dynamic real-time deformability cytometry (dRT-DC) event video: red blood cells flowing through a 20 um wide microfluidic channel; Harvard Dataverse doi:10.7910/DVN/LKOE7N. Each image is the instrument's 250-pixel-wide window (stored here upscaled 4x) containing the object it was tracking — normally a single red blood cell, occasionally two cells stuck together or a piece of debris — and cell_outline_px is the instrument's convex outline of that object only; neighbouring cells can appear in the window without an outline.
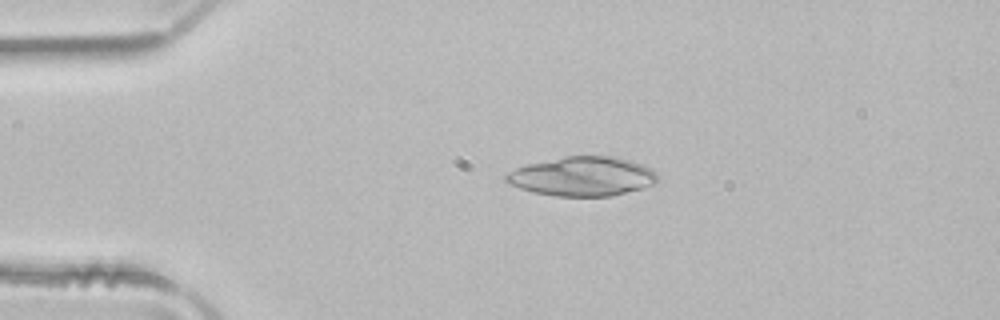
{"species": "common noctule bat (a hibernating species)", "species_latin": "Nyctalus noctula", "temperature_condition": "room temperature", "stored_images_in_passage": 40, "camera_frame_rate_fps": 3000, "um_per_image_px": 0.085, "animal": {"sex": "male", "body_mass_g": 21.5, "forearm_length_mm": 52.0}, "frame": {"image": 1, "passage_image": 1, "time_ms": 0.0, "image_size_px": [1000, 320], "cell_outline_px": [[660, 176], [656, 184], [612, 196], [556, 196], [532, 192], [508, 184], [504, 180], [504, 176], [508, 172], [516, 168], [528, 164], [564, 156], [612, 156], [632, 160], [644, 164], [652, 168]], "centroid_in_image_um": [49.54, 14.99], "position_along_channel_um": 35.5, "area_um2": 35.03}}
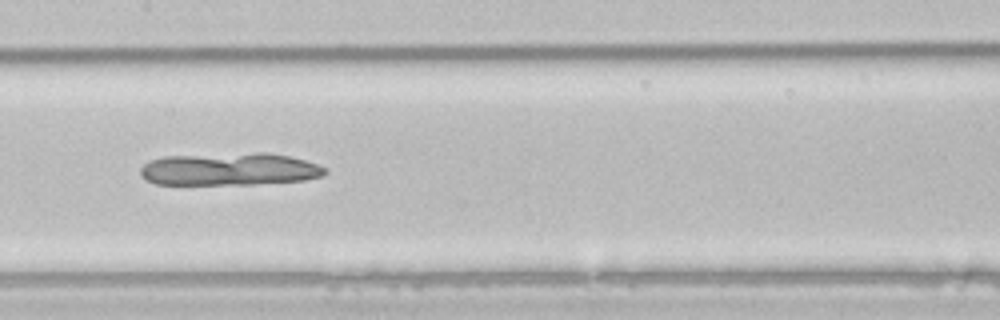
{"frame": {"image": 2, "passage_image": 15, "time_ms": 4.667, "image_size_px": [1000, 320], "cell_outline_px": [[328, 172], [324, 176], [304, 180], [252, 184], [156, 184], [144, 180], [140, 176], [140, 168], [144, 164], [152, 160], [164, 156], [256, 152], [268, 152], [288, 156], [320, 164], [328, 168]], "centroid_in_image_um": [19.54, 14.37], "position_along_channel_um": 187.9, "area_um2": 35.43}}
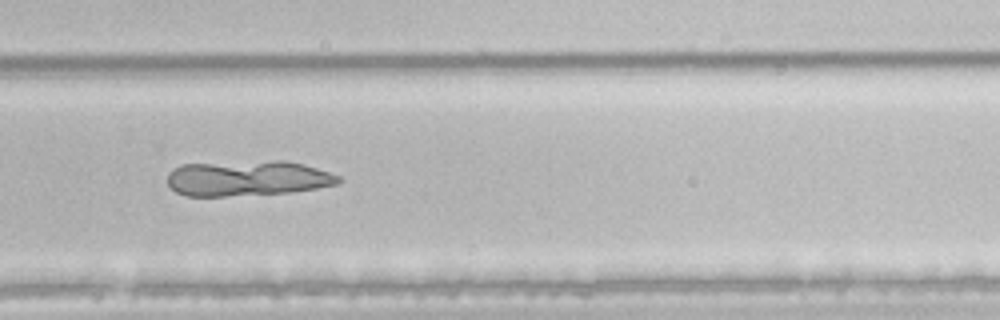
{"frame": {"image": 3, "passage_image": 24, "time_ms": 7.667, "image_size_px": [1000, 320], "cell_outline_px": [[344, 180], [336, 184], [316, 188], [292, 192], [224, 196], [188, 196], [176, 192], [168, 184], [168, 172], [184, 164], [272, 160], [284, 160], [304, 164], [340, 176]], "centroid_in_image_um": [21.06, 15.15], "position_along_channel_um": 308.7, "area_um2": 35.26}}